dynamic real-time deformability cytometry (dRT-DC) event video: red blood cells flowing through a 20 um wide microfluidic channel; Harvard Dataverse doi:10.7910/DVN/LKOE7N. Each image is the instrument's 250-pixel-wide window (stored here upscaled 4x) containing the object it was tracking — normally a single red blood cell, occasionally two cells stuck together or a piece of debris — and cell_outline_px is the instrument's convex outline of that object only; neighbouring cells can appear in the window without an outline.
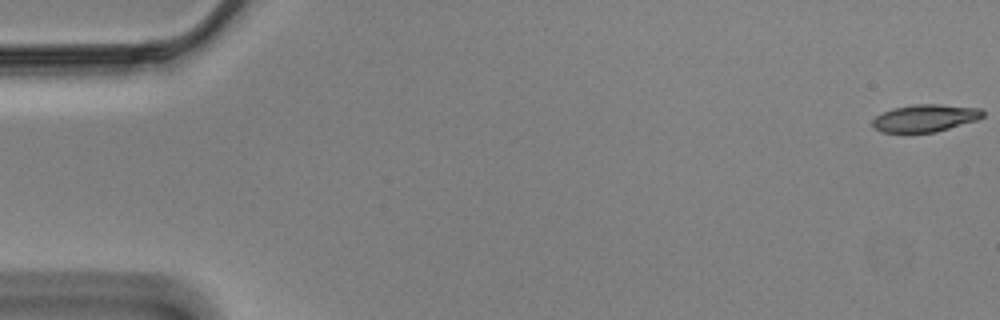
{"species": "Egyptian fruit bat (a non-hibernating species)", "species_latin": "Rousettus aegyptiacus", "temperature_condition": "cold", "stored_images_in_passage": 58, "segment_of_instrument_passage": [1, 2], "camera_frame_rate_fps": 3000, "um_per_image_px": 0.085, "animal": {"sex": "male"}, "frame": {"image": 1, "passage_image": 1, "time_ms": 0.0, "image_size_px": [1000, 320], "cell_outline_px": [[984, 116], [976, 120], [936, 132], [880, 132], [872, 124], [872, 120], [876, 116], [892, 108], [912, 104], [940, 104], [980, 108], [984, 112]], "centroid_in_image_um": [78.64, 10.03], "position_along_channel_um": 6.4, "area_um2": 17.51}}
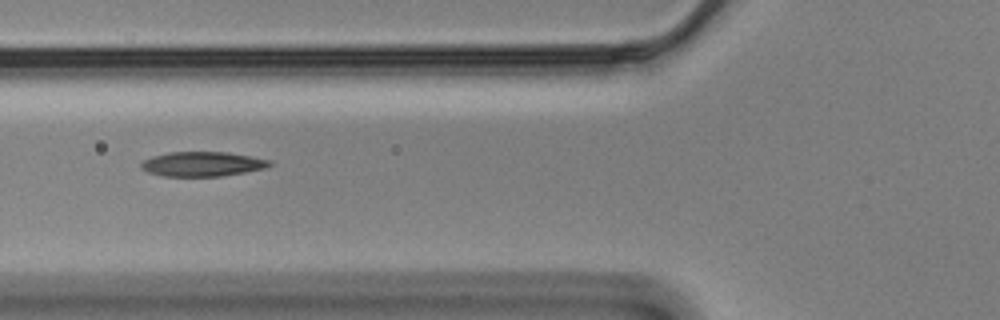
{"frame": {"image": 2, "passage_image": 22, "time_ms": 7.0, "image_size_px": [1000, 320], "cell_outline_px": [[272, 164], [264, 168], [244, 172], [220, 176], [164, 176], [148, 172], [140, 168], [140, 164], [144, 160], [152, 156], [168, 152], [228, 152], [272, 160]], "centroid_in_image_um": [17.18, 13.93], "position_along_channel_um": 108.6, "area_um2": 18.38}}
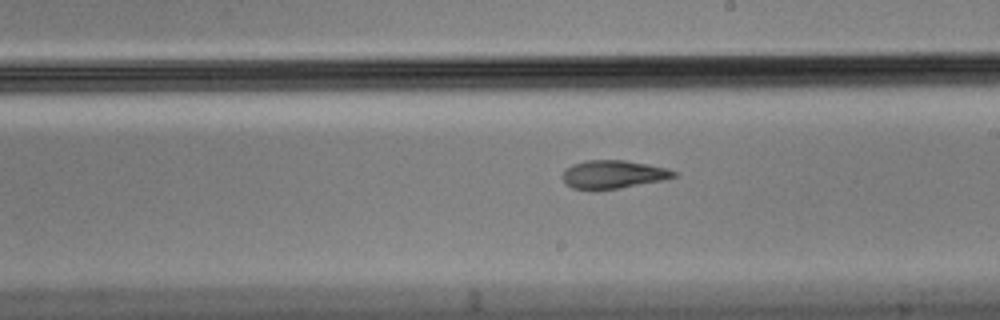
{"frame": {"image": 3, "passage_image": 33, "time_ms": 10.667, "image_size_px": [1000, 320], "cell_outline_px": [[676, 176], [660, 180], [620, 188], [572, 188], [560, 176], [572, 164], [588, 160], [624, 160], [648, 164], [664, 168], [676, 172]], "centroid_in_image_um": [52.11, 14.8], "position_along_channel_um": 236.9, "area_um2": 17.63}}